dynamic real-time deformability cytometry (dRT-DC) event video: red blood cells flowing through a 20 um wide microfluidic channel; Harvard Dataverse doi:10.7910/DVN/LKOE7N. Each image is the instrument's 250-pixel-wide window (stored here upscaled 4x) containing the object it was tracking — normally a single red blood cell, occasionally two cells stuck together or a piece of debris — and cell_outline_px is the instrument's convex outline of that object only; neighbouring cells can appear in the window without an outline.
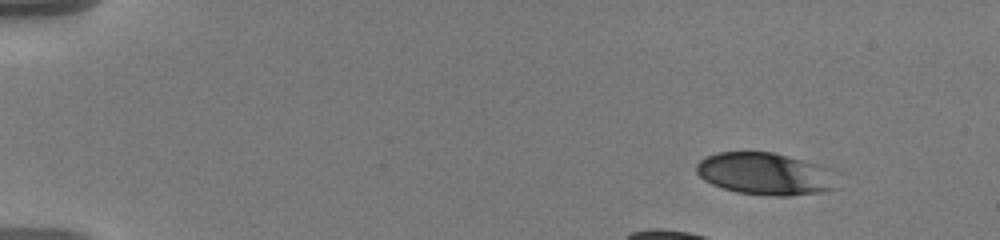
{"species": "human", "species_latin": "Homo sapiens", "temperature_condition": "warm", "stored_images_in_passage": 37, "camera_frame_rate_fps": 3000, "um_per_image_px": 0.085, "donor": {"sex": "male"}, "frame": {"image": 1, "passage_image": 1, "time_ms": 0.0, "image_size_px": [1000, 240], "cell_outline_px": [[840, 188], [820, 192], [788, 196], [772, 196], [736, 192], [712, 184], [704, 180], [696, 172], [696, 164], [700, 160], [716, 152], [772, 152], [788, 156], [832, 168], [840, 172]], "centroid_in_image_um": [65.17, 14.78], "position_along_channel_um": 19.8, "area_um2": 35.37}}
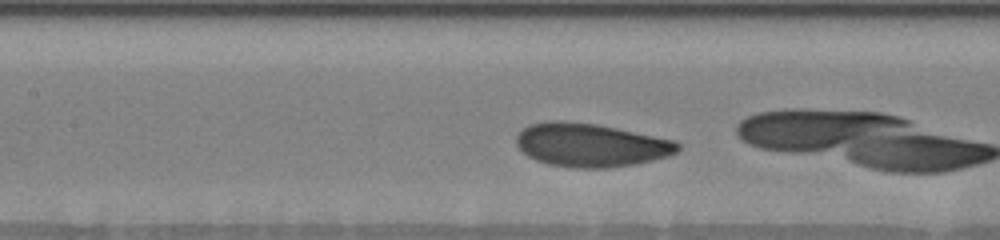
{"frame": {"image": 2, "passage_image": 21, "time_ms": 6.667, "image_size_px": [1000, 240], "cell_outline_px": [[680, 148], [676, 152], [668, 156], [636, 164], [612, 168], [572, 168], [548, 164], [536, 160], [528, 156], [516, 144], [516, 136], [524, 128], [532, 124], [548, 120], [564, 120], [596, 124], [676, 140], [680, 144]], "centroid_in_image_um": [50.22, 12.33], "position_along_channel_um": 157.2, "area_um2": 41.04}}